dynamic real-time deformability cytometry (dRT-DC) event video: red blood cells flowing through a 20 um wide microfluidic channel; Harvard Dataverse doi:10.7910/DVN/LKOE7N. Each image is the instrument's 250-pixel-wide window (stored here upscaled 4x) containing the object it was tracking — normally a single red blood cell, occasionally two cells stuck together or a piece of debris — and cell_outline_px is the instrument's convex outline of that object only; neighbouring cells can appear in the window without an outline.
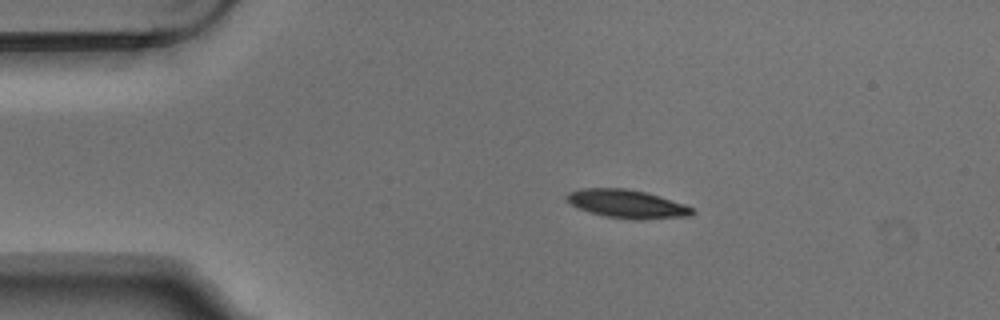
{"species": "Egyptian fruit bat (a non-hibernating species)", "species_latin": "Rousettus aegyptiacus", "temperature_condition": "warm", "stored_images_in_passage": 6, "camera_frame_rate_fps": 3000, "um_per_image_px": 0.085, "animal": {"sex": "male"}, "frame": {"image": 1, "passage_image": 2, "time_ms": 0.333, "image_size_px": [1000, 320], "cell_outline_px": [[696, 212], [692, 216], [640, 220], [636, 220], [604, 216], [580, 208], [564, 200], [564, 196], [568, 192], [580, 188], [624, 188], [648, 192], [684, 204], [692, 208]], "centroid_in_image_um": [53.31, 17.33], "position_along_channel_um": 31.7, "area_um2": 20.92}}
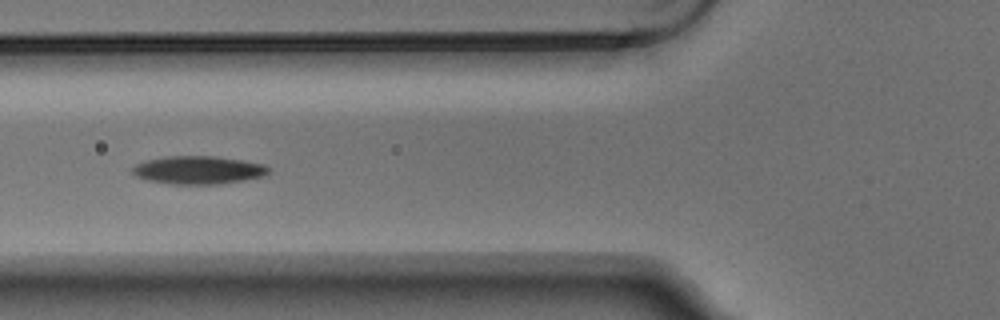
{"frame": {"image": 2, "passage_image": 5, "time_ms": 1.333, "image_size_px": [1000, 320], "cell_outline_px": [[268, 172], [260, 176], [220, 184], [172, 184], [148, 180], [136, 176], [132, 172], [132, 168], [136, 164], [144, 160], [164, 156], [216, 156], [264, 164], [268, 168]], "centroid_in_image_um": [16.78, 14.44], "position_along_channel_um": 109.0, "area_um2": 22.02}}
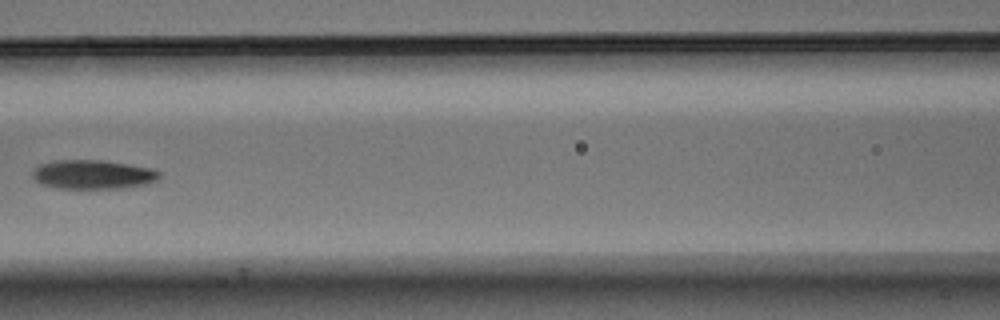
{"frame": {"image": 3, "passage_image": 6, "time_ms": 1.667, "image_size_px": [1000, 320], "cell_outline_px": [[160, 176], [156, 180], [148, 184], [124, 188], [56, 188], [40, 184], [32, 176], [32, 168], [40, 164], [56, 160], [104, 160], [152, 168], [160, 172]], "centroid_in_image_um": [7.88, 14.83], "position_along_channel_um": 158.7, "area_um2": 21.68}}